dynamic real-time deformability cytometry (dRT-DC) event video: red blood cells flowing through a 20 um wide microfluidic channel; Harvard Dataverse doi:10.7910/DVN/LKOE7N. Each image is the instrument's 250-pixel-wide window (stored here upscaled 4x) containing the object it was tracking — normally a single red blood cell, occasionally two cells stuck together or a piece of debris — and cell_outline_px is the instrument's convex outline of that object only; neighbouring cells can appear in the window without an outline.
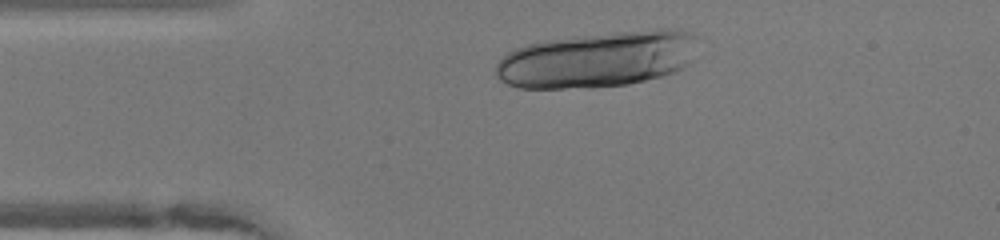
{"species": "human", "species_latin": "Homo sapiens", "temperature_condition": "warm", "stored_images_in_passage": 11, "camera_frame_rate_fps": 3000, "um_per_image_px": 0.085, "donor": {"sex": "female"}, "frame": {"image": 1, "passage_image": 4, "time_ms": 1.0, "image_size_px": [1000, 240], "cell_outline_px": [[696, 36], [692, 60], [684, 68], [676, 72], [628, 84], [596, 88], [516, 88], [500, 80], [496, 76], [496, 64], [508, 52], [516, 48], [528, 44], [544, 40], [576, 36], [656, 28], [676, 28], [688, 32]], "centroid_in_image_um": [50.8, 5.05], "position_along_channel_um": 34.2, "area_um2": 66.24}}